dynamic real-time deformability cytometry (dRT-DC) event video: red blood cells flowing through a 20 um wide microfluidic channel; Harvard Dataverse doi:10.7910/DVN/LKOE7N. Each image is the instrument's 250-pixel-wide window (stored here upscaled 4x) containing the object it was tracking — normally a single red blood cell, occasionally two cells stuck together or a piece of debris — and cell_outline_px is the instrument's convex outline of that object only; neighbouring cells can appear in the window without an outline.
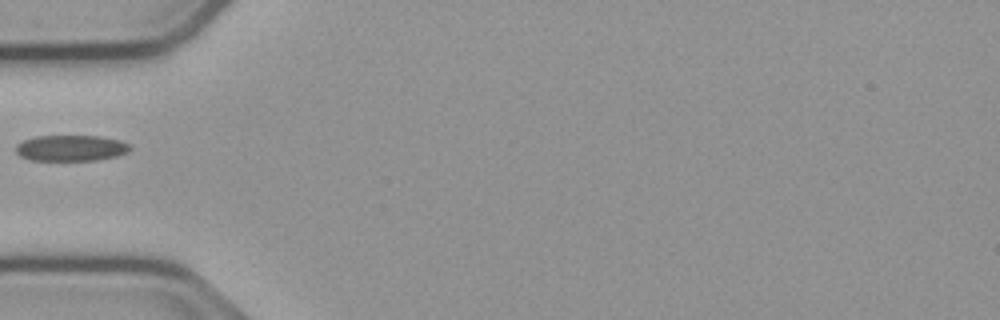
{"species": "common noctule bat (a hibernating species)", "species_latin": "Nyctalus noctula", "temperature_condition": "cold", "stored_images_in_passage": 12, "camera_frame_rate_fps": 3000, "um_per_image_px": 0.085, "animal": {"sex": "male", "body_mass_g": 23.1, "forearm_length_mm": 52.7}, "frame": {"image": 1, "passage_image": 1, "time_ms": 0.0, "image_size_px": [1000, 320], "cell_outline_px": [[132, 148], [116, 156], [96, 160], [28, 160], [20, 156], [16, 152], [16, 144], [24, 140], [36, 136], [100, 136], [120, 140], [128, 144]], "centroid_in_image_um": [5.99, 12.58], "position_along_channel_um": 79.0, "area_um2": 17.17}}
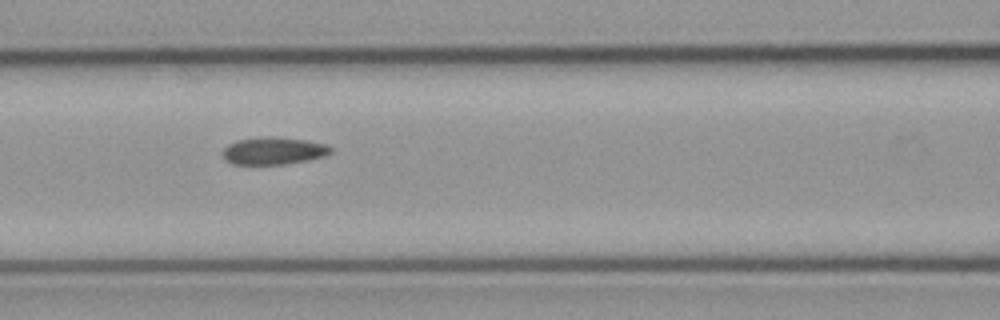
{"frame": {"image": 2, "passage_image": 6, "time_ms": 1.667, "image_size_px": [1000, 320], "cell_outline_px": [[332, 152], [324, 156], [308, 160], [284, 164], [236, 164], [228, 160], [224, 156], [224, 148], [228, 144], [236, 140], [260, 136], [272, 136], [304, 140], [328, 144], [332, 148]], "centroid_in_image_um": [23.29, 12.8], "position_along_channel_um": 143.3, "area_um2": 17.17}}